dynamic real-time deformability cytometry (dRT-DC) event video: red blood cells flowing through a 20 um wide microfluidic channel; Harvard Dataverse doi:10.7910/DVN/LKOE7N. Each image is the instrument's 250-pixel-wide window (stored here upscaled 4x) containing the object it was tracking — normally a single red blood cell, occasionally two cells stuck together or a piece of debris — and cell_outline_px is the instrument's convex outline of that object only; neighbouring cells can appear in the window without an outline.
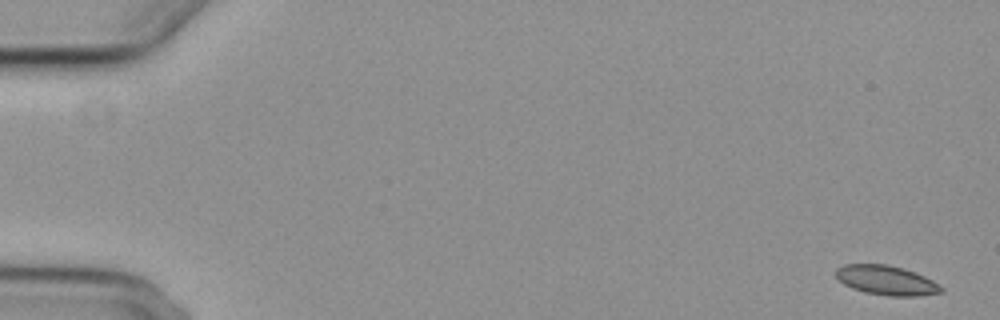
{"species": "common noctule bat (a hibernating species)", "species_latin": "Nyctalus noctula", "temperature_condition": "cold", "stored_images_in_passage": 10, "camera_frame_rate_fps": 3000, "um_per_image_px": 0.085, "animal": {"sex": "female", "body_mass_g": 29.2, "forearm_length_mm": 56.3}, "frame": {"image": 1, "passage_image": 1, "time_ms": 0.0, "image_size_px": [1000, 320], "cell_outline_px": [[944, 292], [916, 296], [888, 296], [864, 292], [852, 288], [844, 284], [836, 276], [836, 268], [844, 264], [888, 264], [904, 268], [916, 272], [940, 284], [944, 288]], "centroid_in_image_um": [75.37, 23.82], "position_along_channel_um": 9.6, "area_um2": 18.26}}
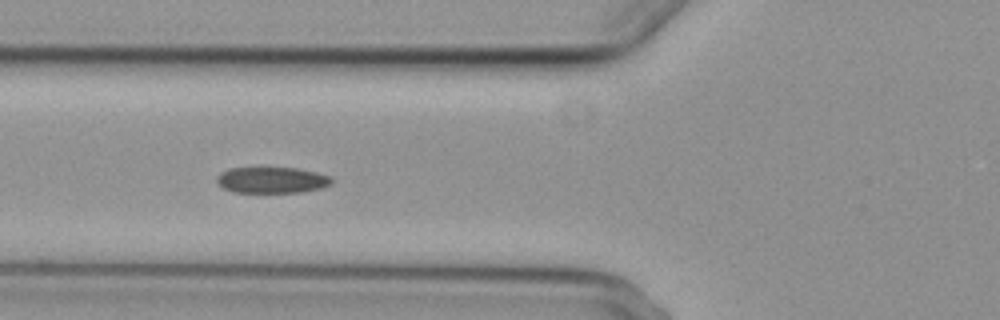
{"frame": {"image": 2, "passage_image": 7, "time_ms": 6.667, "image_size_px": [1000, 320], "cell_outline_px": [[332, 184], [320, 188], [304, 192], [232, 192], [216, 184], [216, 176], [220, 172], [228, 168], [296, 168], [316, 172], [332, 176]], "centroid_in_image_um": [23.09, 15.3], "position_along_channel_um": 102.7, "area_um2": 17.63}}
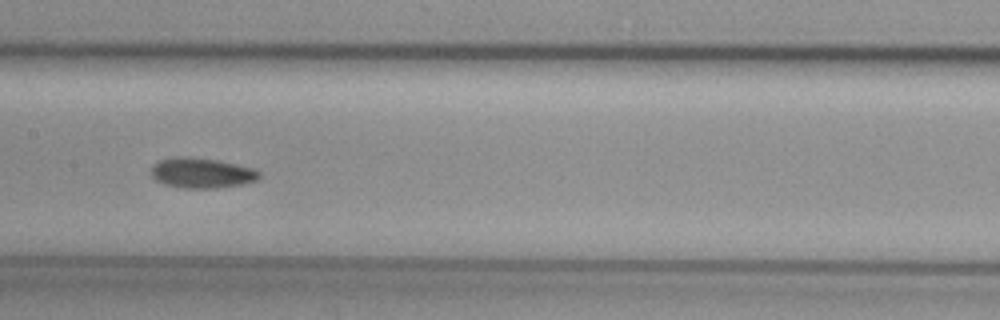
{"frame": {"image": 3, "passage_image": 9, "time_ms": 9.0, "image_size_px": [1000, 320], "cell_outline_px": [[260, 176], [256, 180], [240, 184], [216, 188], [180, 188], [164, 184], [156, 180], [152, 176], [152, 168], [160, 160], [176, 156], [188, 156], [216, 160], [236, 164], [252, 168], [260, 172]], "centroid_in_image_um": [17.13, 14.7], "position_along_channel_um": 190.3, "area_um2": 18.84}}